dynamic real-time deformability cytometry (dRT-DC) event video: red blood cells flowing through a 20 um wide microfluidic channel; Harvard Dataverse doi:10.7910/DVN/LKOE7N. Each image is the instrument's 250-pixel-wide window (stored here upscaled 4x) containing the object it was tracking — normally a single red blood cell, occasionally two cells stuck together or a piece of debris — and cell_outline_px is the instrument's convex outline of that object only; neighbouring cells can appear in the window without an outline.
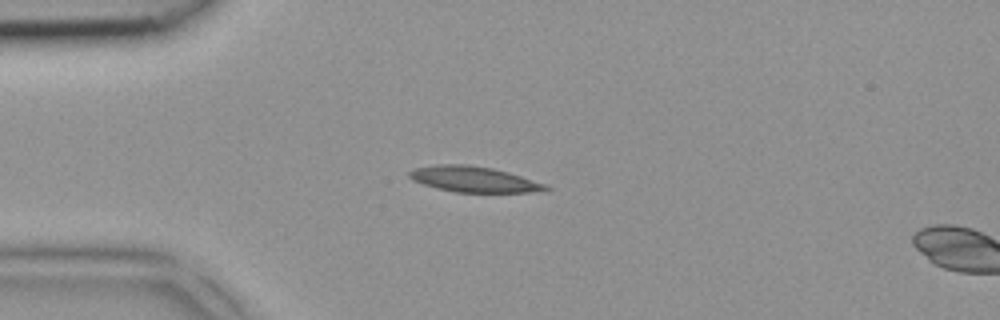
{"species": "common noctule bat (a hibernating species)", "species_latin": "Nyctalus noctula", "temperature_condition": "room temperature", "stored_images_in_passage": 2, "camera_frame_rate_fps": 3000, "um_per_image_px": 0.085, "animal": {"sex": "female", "body_mass_g": 18.4}, "frame": {"image": 1, "passage_image": 1, "time_ms": 0.0, "image_size_px": [1000, 320], "cell_outline_px": [[552, 188], [548, 192], [456, 192], [436, 188], [412, 180], [408, 176], [408, 172], [412, 168], [436, 164], [468, 164], [492, 168], [508, 172], [544, 184]], "centroid_in_image_um": [40.26, 15.23], "position_along_channel_um": 44.7, "area_um2": 20.52}}